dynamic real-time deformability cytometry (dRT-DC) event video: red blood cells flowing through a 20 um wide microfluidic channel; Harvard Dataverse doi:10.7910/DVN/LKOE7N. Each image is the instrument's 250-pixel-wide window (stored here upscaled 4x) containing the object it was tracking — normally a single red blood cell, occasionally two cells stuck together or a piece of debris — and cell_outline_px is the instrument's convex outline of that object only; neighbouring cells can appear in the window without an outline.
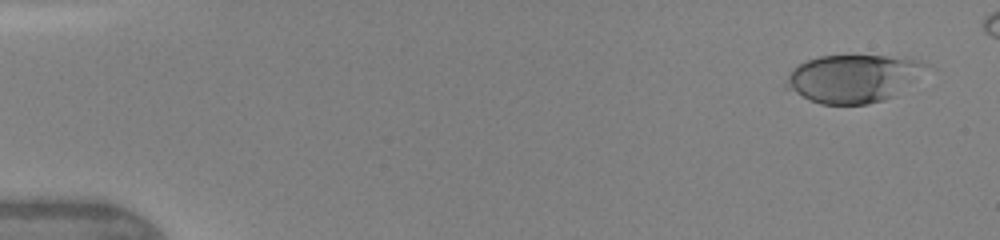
{"species": "human", "species_latin": "Homo sapiens", "temperature_condition": "warm", "stored_images_in_passage": 9, "camera_frame_rate_fps": 3000, "um_per_image_px": 0.085, "donor": {"sex": "female"}, "frame": {"image": 1, "passage_image": 1, "time_ms": 0.0, "image_size_px": [1000, 240], "cell_outline_px": [[928, 64], [896, 96], [884, 100], [868, 104], [820, 104], [784, 88], [784, 84], [792, 68], [808, 60], [820, 56], [912, 56]], "centroid_in_image_um": [72.5, 6.66], "position_along_channel_um": 12.5, "area_um2": 38.84}}